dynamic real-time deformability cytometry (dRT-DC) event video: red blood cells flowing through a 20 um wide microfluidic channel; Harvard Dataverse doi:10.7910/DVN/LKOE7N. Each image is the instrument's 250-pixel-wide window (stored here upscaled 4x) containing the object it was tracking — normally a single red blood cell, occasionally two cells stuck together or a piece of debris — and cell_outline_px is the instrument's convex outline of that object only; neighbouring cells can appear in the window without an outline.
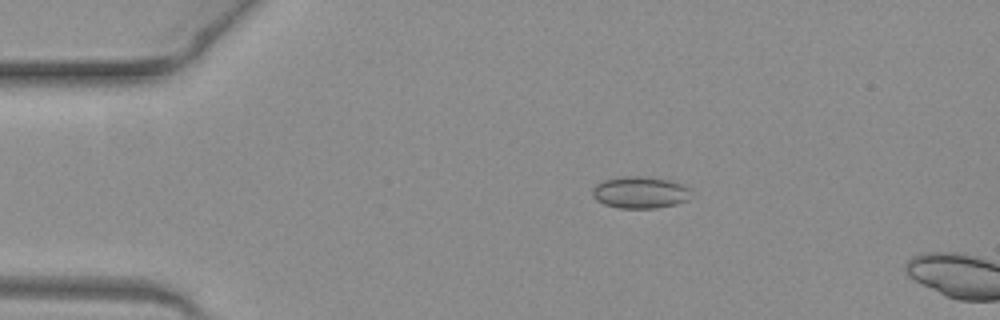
{"species": "common noctule bat (a hibernating species)", "species_latin": "Nyctalus noctula", "temperature_condition": "warm", "stored_images_in_passage": 13, "camera_frame_rate_fps": 3000, "um_per_image_px": 0.085, "animal": {"sex": "female", "body_mass_g": 19.3, "forearm_length_mm": 54.1}, "frame": {"image": 1, "passage_image": 10, "time_ms": 3.0, "image_size_px": [1000, 320], "cell_outline_px": [[688, 200], [676, 204], [656, 208], [620, 208], [604, 204], [596, 200], [592, 196], [592, 188], [596, 184], [604, 180], [624, 176], [640, 176], [668, 180], [680, 184], [688, 188]], "centroid_in_image_um": [54.35, 16.36], "position_along_channel_um": 30.7, "area_um2": 18.09}}